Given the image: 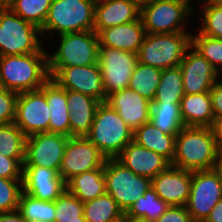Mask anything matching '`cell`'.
<instances>
[{"label": "cell", "instance_id": "7a4b0ae2", "mask_svg": "<svg viewBox=\"0 0 222 222\" xmlns=\"http://www.w3.org/2000/svg\"><path fill=\"white\" fill-rule=\"evenodd\" d=\"M50 78L47 53L0 56V82L17 93L40 89Z\"/></svg>", "mask_w": 222, "mask_h": 222}, {"label": "cell", "instance_id": "1f68e13d", "mask_svg": "<svg viewBox=\"0 0 222 222\" xmlns=\"http://www.w3.org/2000/svg\"><path fill=\"white\" fill-rule=\"evenodd\" d=\"M18 211L26 222H55L54 201H43L22 191Z\"/></svg>", "mask_w": 222, "mask_h": 222}, {"label": "cell", "instance_id": "5b68a950", "mask_svg": "<svg viewBox=\"0 0 222 222\" xmlns=\"http://www.w3.org/2000/svg\"><path fill=\"white\" fill-rule=\"evenodd\" d=\"M95 3L96 0H52L41 35L51 30L58 31V35L93 30Z\"/></svg>", "mask_w": 222, "mask_h": 222}, {"label": "cell", "instance_id": "8992f818", "mask_svg": "<svg viewBox=\"0 0 222 222\" xmlns=\"http://www.w3.org/2000/svg\"><path fill=\"white\" fill-rule=\"evenodd\" d=\"M40 29L11 9H0V56L46 53L38 39Z\"/></svg>", "mask_w": 222, "mask_h": 222}, {"label": "cell", "instance_id": "836d02e7", "mask_svg": "<svg viewBox=\"0 0 222 222\" xmlns=\"http://www.w3.org/2000/svg\"><path fill=\"white\" fill-rule=\"evenodd\" d=\"M169 207L151 187L126 212V215L155 222Z\"/></svg>", "mask_w": 222, "mask_h": 222}, {"label": "cell", "instance_id": "ac0fdd59", "mask_svg": "<svg viewBox=\"0 0 222 222\" xmlns=\"http://www.w3.org/2000/svg\"><path fill=\"white\" fill-rule=\"evenodd\" d=\"M192 182V171L170 165L151 179V187L169 206H185Z\"/></svg>", "mask_w": 222, "mask_h": 222}, {"label": "cell", "instance_id": "ab89813d", "mask_svg": "<svg viewBox=\"0 0 222 222\" xmlns=\"http://www.w3.org/2000/svg\"><path fill=\"white\" fill-rule=\"evenodd\" d=\"M18 93L4 89L0 92V125L14 122Z\"/></svg>", "mask_w": 222, "mask_h": 222}, {"label": "cell", "instance_id": "d4e9b609", "mask_svg": "<svg viewBox=\"0 0 222 222\" xmlns=\"http://www.w3.org/2000/svg\"><path fill=\"white\" fill-rule=\"evenodd\" d=\"M181 117L186 127H212L214 114L210 92L185 94L180 103Z\"/></svg>", "mask_w": 222, "mask_h": 222}, {"label": "cell", "instance_id": "5bb4252c", "mask_svg": "<svg viewBox=\"0 0 222 222\" xmlns=\"http://www.w3.org/2000/svg\"><path fill=\"white\" fill-rule=\"evenodd\" d=\"M106 159L98 147L86 137H69L59 174L67 182L76 175L101 168Z\"/></svg>", "mask_w": 222, "mask_h": 222}, {"label": "cell", "instance_id": "7402d4cb", "mask_svg": "<svg viewBox=\"0 0 222 222\" xmlns=\"http://www.w3.org/2000/svg\"><path fill=\"white\" fill-rule=\"evenodd\" d=\"M146 35L141 18L134 22L102 29L98 33L99 46L138 53Z\"/></svg>", "mask_w": 222, "mask_h": 222}, {"label": "cell", "instance_id": "7c38bea8", "mask_svg": "<svg viewBox=\"0 0 222 222\" xmlns=\"http://www.w3.org/2000/svg\"><path fill=\"white\" fill-rule=\"evenodd\" d=\"M137 62L134 52L99 46L98 63L107 96L129 87Z\"/></svg>", "mask_w": 222, "mask_h": 222}, {"label": "cell", "instance_id": "e575fe53", "mask_svg": "<svg viewBox=\"0 0 222 222\" xmlns=\"http://www.w3.org/2000/svg\"><path fill=\"white\" fill-rule=\"evenodd\" d=\"M51 2L52 0H16L10 9L40 29L47 18Z\"/></svg>", "mask_w": 222, "mask_h": 222}, {"label": "cell", "instance_id": "f6af8a7d", "mask_svg": "<svg viewBox=\"0 0 222 222\" xmlns=\"http://www.w3.org/2000/svg\"><path fill=\"white\" fill-rule=\"evenodd\" d=\"M0 222H26L21 213L16 210L0 213Z\"/></svg>", "mask_w": 222, "mask_h": 222}, {"label": "cell", "instance_id": "603a6c76", "mask_svg": "<svg viewBox=\"0 0 222 222\" xmlns=\"http://www.w3.org/2000/svg\"><path fill=\"white\" fill-rule=\"evenodd\" d=\"M100 103L97 99L81 92L67 90L70 137H85L90 132Z\"/></svg>", "mask_w": 222, "mask_h": 222}, {"label": "cell", "instance_id": "4dcf8cb0", "mask_svg": "<svg viewBox=\"0 0 222 222\" xmlns=\"http://www.w3.org/2000/svg\"><path fill=\"white\" fill-rule=\"evenodd\" d=\"M161 74V69L137 62L128 88L152 102L157 92Z\"/></svg>", "mask_w": 222, "mask_h": 222}, {"label": "cell", "instance_id": "f907efd6", "mask_svg": "<svg viewBox=\"0 0 222 222\" xmlns=\"http://www.w3.org/2000/svg\"><path fill=\"white\" fill-rule=\"evenodd\" d=\"M134 3H136L139 7H142L143 5H146L150 2H152L153 0H131Z\"/></svg>", "mask_w": 222, "mask_h": 222}, {"label": "cell", "instance_id": "8fae6325", "mask_svg": "<svg viewBox=\"0 0 222 222\" xmlns=\"http://www.w3.org/2000/svg\"><path fill=\"white\" fill-rule=\"evenodd\" d=\"M49 75L65 90L77 91L106 102L107 93L99 63L87 66L48 67Z\"/></svg>", "mask_w": 222, "mask_h": 222}, {"label": "cell", "instance_id": "ee69618b", "mask_svg": "<svg viewBox=\"0 0 222 222\" xmlns=\"http://www.w3.org/2000/svg\"><path fill=\"white\" fill-rule=\"evenodd\" d=\"M218 149H222V117L214 119L211 127Z\"/></svg>", "mask_w": 222, "mask_h": 222}, {"label": "cell", "instance_id": "7dc6e473", "mask_svg": "<svg viewBox=\"0 0 222 222\" xmlns=\"http://www.w3.org/2000/svg\"><path fill=\"white\" fill-rule=\"evenodd\" d=\"M214 170L218 173V175L221 179V182H222V149L217 150Z\"/></svg>", "mask_w": 222, "mask_h": 222}, {"label": "cell", "instance_id": "74e56055", "mask_svg": "<svg viewBox=\"0 0 222 222\" xmlns=\"http://www.w3.org/2000/svg\"><path fill=\"white\" fill-rule=\"evenodd\" d=\"M203 6V21L199 33L215 39H222V5L211 0H205Z\"/></svg>", "mask_w": 222, "mask_h": 222}, {"label": "cell", "instance_id": "60d3db41", "mask_svg": "<svg viewBox=\"0 0 222 222\" xmlns=\"http://www.w3.org/2000/svg\"><path fill=\"white\" fill-rule=\"evenodd\" d=\"M23 165L15 158L0 153V178L22 179Z\"/></svg>", "mask_w": 222, "mask_h": 222}, {"label": "cell", "instance_id": "4fadbf2b", "mask_svg": "<svg viewBox=\"0 0 222 222\" xmlns=\"http://www.w3.org/2000/svg\"><path fill=\"white\" fill-rule=\"evenodd\" d=\"M49 120L45 83L38 90L18 93L14 123L27 137L49 132Z\"/></svg>", "mask_w": 222, "mask_h": 222}, {"label": "cell", "instance_id": "277c9868", "mask_svg": "<svg viewBox=\"0 0 222 222\" xmlns=\"http://www.w3.org/2000/svg\"><path fill=\"white\" fill-rule=\"evenodd\" d=\"M192 46V35L184 33L146 34L137 53L138 62L161 70L178 67Z\"/></svg>", "mask_w": 222, "mask_h": 222}, {"label": "cell", "instance_id": "b9f144b4", "mask_svg": "<svg viewBox=\"0 0 222 222\" xmlns=\"http://www.w3.org/2000/svg\"><path fill=\"white\" fill-rule=\"evenodd\" d=\"M155 222H194L186 206H169Z\"/></svg>", "mask_w": 222, "mask_h": 222}, {"label": "cell", "instance_id": "e0dca14e", "mask_svg": "<svg viewBox=\"0 0 222 222\" xmlns=\"http://www.w3.org/2000/svg\"><path fill=\"white\" fill-rule=\"evenodd\" d=\"M23 192L43 201H55L66 190V182L54 169L23 166Z\"/></svg>", "mask_w": 222, "mask_h": 222}, {"label": "cell", "instance_id": "83f0119b", "mask_svg": "<svg viewBox=\"0 0 222 222\" xmlns=\"http://www.w3.org/2000/svg\"><path fill=\"white\" fill-rule=\"evenodd\" d=\"M150 121L155 127L169 135L176 136L185 127L181 117L180 103L152 102Z\"/></svg>", "mask_w": 222, "mask_h": 222}, {"label": "cell", "instance_id": "2e32d148", "mask_svg": "<svg viewBox=\"0 0 222 222\" xmlns=\"http://www.w3.org/2000/svg\"><path fill=\"white\" fill-rule=\"evenodd\" d=\"M186 51L179 67L182 74L185 94L210 92L214 83L219 80V72L196 50ZM189 54H188V53Z\"/></svg>", "mask_w": 222, "mask_h": 222}, {"label": "cell", "instance_id": "f546056e", "mask_svg": "<svg viewBox=\"0 0 222 222\" xmlns=\"http://www.w3.org/2000/svg\"><path fill=\"white\" fill-rule=\"evenodd\" d=\"M184 95L180 67L162 70L157 92L152 102H162L163 104L181 103Z\"/></svg>", "mask_w": 222, "mask_h": 222}, {"label": "cell", "instance_id": "3957f363", "mask_svg": "<svg viewBox=\"0 0 222 222\" xmlns=\"http://www.w3.org/2000/svg\"><path fill=\"white\" fill-rule=\"evenodd\" d=\"M134 131L106 102L98 106L90 132L85 136L106 158H116L133 141Z\"/></svg>", "mask_w": 222, "mask_h": 222}, {"label": "cell", "instance_id": "f1b7e54d", "mask_svg": "<svg viewBox=\"0 0 222 222\" xmlns=\"http://www.w3.org/2000/svg\"><path fill=\"white\" fill-rule=\"evenodd\" d=\"M83 207L86 222H116L122 220L124 214L107 192L83 203Z\"/></svg>", "mask_w": 222, "mask_h": 222}, {"label": "cell", "instance_id": "44dd1931", "mask_svg": "<svg viewBox=\"0 0 222 222\" xmlns=\"http://www.w3.org/2000/svg\"><path fill=\"white\" fill-rule=\"evenodd\" d=\"M140 18V7L131 0H96L94 31L134 22Z\"/></svg>", "mask_w": 222, "mask_h": 222}, {"label": "cell", "instance_id": "d590c367", "mask_svg": "<svg viewBox=\"0 0 222 222\" xmlns=\"http://www.w3.org/2000/svg\"><path fill=\"white\" fill-rule=\"evenodd\" d=\"M55 203V222H86L84 207L74 194L65 190Z\"/></svg>", "mask_w": 222, "mask_h": 222}, {"label": "cell", "instance_id": "816d5d0a", "mask_svg": "<svg viewBox=\"0 0 222 222\" xmlns=\"http://www.w3.org/2000/svg\"><path fill=\"white\" fill-rule=\"evenodd\" d=\"M214 3L218 4V5H222V0H211Z\"/></svg>", "mask_w": 222, "mask_h": 222}, {"label": "cell", "instance_id": "52a82bcc", "mask_svg": "<svg viewBox=\"0 0 222 222\" xmlns=\"http://www.w3.org/2000/svg\"><path fill=\"white\" fill-rule=\"evenodd\" d=\"M104 177L106 192L124 213L151 188V179L134 174L116 158L106 159Z\"/></svg>", "mask_w": 222, "mask_h": 222}, {"label": "cell", "instance_id": "7bdbcfd3", "mask_svg": "<svg viewBox=\"0 0 222 222\" xmlns=\"http://www.w3.org/2000/svg\"><path fill=\"white\" fill-rule=\"evenodd\" d=\"M212 111L215 119L222 117V82L216 81L210 90Z\"/></svg>", "mask_w": 222, "mask_h": 222}, {"label": "cell", "instance_id": "ffe728a7", "mask_svg": "<svg viewBox=\"0 0 222 222\" xmlns=\"http://www.w3.org/2000/svg\"><path fill=\"white\" fill-rule=\"evenodd\" d=\"M125 167L138 176L154 178L166 170L171 163L156 152L131 141L116 157Z\"/></svg>", "mask_w": 222, "mask_h": 222}, {"label": "cell", "instance_id": "30bf717a", "mask_svg": "<svg viewBox=\"0 0 222 222\" xmlns=\"http://www.w3.org/2000/svg\"><path fill=\"white\" fill-rule=\"evenodd\" d=\"M221 199L222 182L214 169L192 171L190 195L185 206L194 222H204Z\"/></svg>", "mask_w": 222, "mask_h": 222}, {"label": "cell", "instance_id": "f5cc1de1", "mask_svg": "<svg viewBox=\"0 0 222 222\" xmlns=\"http://www.w3.org/2000/svg\"><path fill=\"white\" fill-rule=\"evenodd\" d=\"M2 90H4V87H3V85H2L1 82H0V92H1Z\"/></svg>", "mask_w": 222, "mask_h": 222}, {"label": "cell", "instance_id": "cb8c5ba5", "mask_svg": "<svg viewBox=\"0 0 222 222\" xmlns=\"http://www.w3.org/2000/svg\"><path fill=\"white\" fill-rule=\"evenodd\" d=\"M45 96L50 112L49 132L70 137L67 90L49 78L45 82Z\"/></svg>", "mask_w": 222, "mask_h": 222}, {"label": "cell", "instance_id": "4316f807", "mask_svg": "<svg viewBox=\"0 0 222 222\" xmlns=\"http://www.w3.org/2000/svg\"><path fill=\"white\" fill-rule=\"evenodd\" d=\"M66 190L83 203L100 197L106 193L104 165L70 178L66 182Z\"/></svg>", "mask_w": 222, "mask_h": 222}, {"label": "cell", "instance_id": "d6986e66", "mask_svg": "<svg viewBox=\"0 0 222 222\" xmlns=\"http://www.w3.org/2000/svg\"><path fill=\"white\" fill-rule=\"evenodd\" d=\"M106 103L133 131L150 121L152 102L129 88L109 94Z\"/></svg>", "mask_w": 222, "mask_h": 222}, {"label": "cell", "instance_id": "f35d334b", "mask_svg": "<svg viewBox=\"0 0 222 222\" xmlns=\"http://www.w3.org/2000/svg\"><path fill=\"white\" fill-rule=\"evenodd\" d=\"M22 179L0 178V213L18 210Z\"/></svg>", "mask_w": 222, "mask_h": 222}, {"label": "cell", "instance_id": "bcb514c9", "mask_svg": "<svg viewBox=\"0 0 222 222\" xmlns=\"http://www.w3.org/2000/svg\"><path fill=\"white\" fill-rule=\"evenodd\" d=\"M204 222H222V199L214 206Z\"/></svg>", "mask_w": 222, "mask_h": 222}, {"label": "cell", "instance_id": "d6a6232c", "mask_svg": "<svg viewBox=\"0 0 222 222\" xmlns=\"http://www.w3.org/2000/svg\"><path fill=\"white\" fill-rule=\"evenodd\" d=\"M27 136L14 123L0 125V153L17 159L22 165L25 161Z\"/></svg>", "mask_w": 222, "mask_h": 222}, {"label": "cell", "instance_id": "6da1fadb", "mask_svg": "<svg viewBox=\"0 0 222 222\" xmlns=\"http://www.w3.org/2000/svg\"><path fill=\"white\" fill-rule=\"evenodd\" d=\"M217 145L210 127H183L176 135L172 166L189 171L214 169Z\"/></svg>", "mask_w": 222, "mask_h": 222}, {"label": "cell", "instance_id": "ba28073f", "mask_svg": "<svg viewBox=\"0 0 222 222\" xmlns=\"http://www.w3.org/2000/svg\"><path fill=\"white\" fill-rule=\"evenodd\" d=\"M189 0H153L140 7L146 34L184 33L183 22L192 14Z\"/></svg>", "mask_w": 222, "mask_h": 222}, {"label": "cell", "instance_id": "9c48e42d", "mask_svg": "<svg viewBox=\"0 0 222 222\" xmlns=\"http://www.w3.org/2000/svg\"><path fill=\"white\" fill-rule=\"evenodd\" d=\"M58 50L48 57V67L87 66L98 63L99 38L94 30L60 34Z\"/></svg>", "mask_w": 222, "mask_h": 222}, {"label": "cell", "instance_id": "c3c4849f", "mask_svg": "<svg viewBox=\"0 0 222 222\" xmlns=\"http://www.w3.org/2000/svg\"><path fill=\"white\" fill-rule=\"evenodd\" d=\"M122 222H149L144 218H140V217H133V216H129L126 215L125 213L122 216Z\"/></svg>", "mask_w": 222, "mask_h": 222}, {"label": "cell", "instance_id": "9a60e30c", "mask_svg": "<svg viewBox=\"0 0 222 222\" xmlns=\"http://www.w3.org/2000/svg\"><path fill=\"white\" fill-rule=\"evenodd\" d=\"M68 138L52 132L27 137L23 166H39L59 173Z\"/></svg>", "mask_w": 222, "mask_h": 222}, {"label": "cell", "instance_id": "8d00e7d4", "mask_svg": "<svg viewBox=\"0 0 222 222\" xmlns=\"http://www.w3.org/2000/svg\"><path fill=\"white\" fill-rule=\"evenodd\" d=\"M192 35V48L196 49L216 70L222 69V39L197 33Z\"/></svg>", "mask_w": 222, "mask_h": 222}, {"label": "cell", "instance_id": "681fc988", "mask_svg": "<svg viewBox=\"0 0 222 222\" xmlns=\"http://www.w3.org/2000/svg\"><path fill=\"white\" fill-rule=\"evenodd\" d=\"M16 0H0V9H10Z\"/></svg>", "mask_w": 222, "mask_h": 222}, {"label": "cell", "instance_id": "484cf974", "mask_svg": "<svg viewBox=\"0 0 222 222\" xmlns=\"http://www.w3.org/2000/svg\"><path fill=\"white\" fill-rule=\"evenodd\" d=\"M133 141L142 147L160 154L172 163L176 136L162 132L151 121L144 123L134 131Z\"/></svg>", "mask_w": 222, "mask_h": 222}]
</instances>
